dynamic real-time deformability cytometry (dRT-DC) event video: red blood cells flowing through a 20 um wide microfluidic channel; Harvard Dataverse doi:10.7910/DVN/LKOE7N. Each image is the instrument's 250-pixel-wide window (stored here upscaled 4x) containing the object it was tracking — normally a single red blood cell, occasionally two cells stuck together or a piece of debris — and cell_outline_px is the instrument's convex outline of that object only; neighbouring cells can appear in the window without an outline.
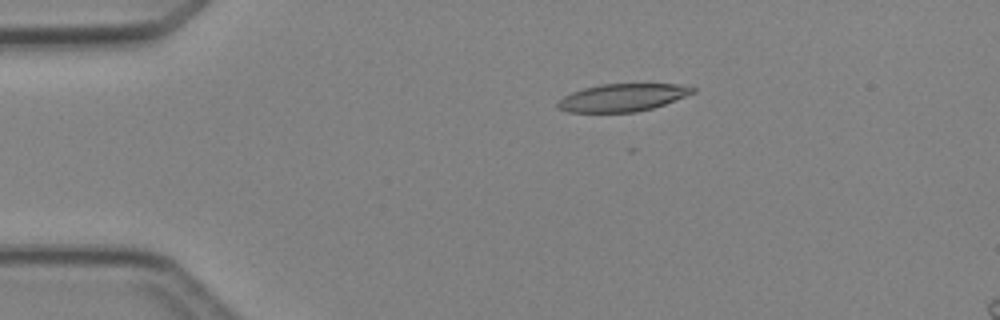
{"species": "Egyptian fruit bat (a non-hibernating species)", "species_latin": "Rousettus aegyptiacus", "temperature_condition": "cold", "stored_images_in_passage": 3, "camera_frame_rate_fps": 3000, "um_per_image_px": 0.085, "animal": {"sex": "female"}, "frame": {"image": 1, "passage_image": 2, "time_ms": 1.0, "image_size_px": [1000, 320], "cell_outline_px": [[696, 92], [664, 104], [652, 108], [636, 112], [568, 112], [556, 108], [556, 104], [564, 96], [572, 92], [584, 88], [600, 84], [680, 84], [696, 88]], "centroid_in_image_um": [52.9, 8.29], "position_along_channel_um": 32.1, "area_um2": 21.68}}